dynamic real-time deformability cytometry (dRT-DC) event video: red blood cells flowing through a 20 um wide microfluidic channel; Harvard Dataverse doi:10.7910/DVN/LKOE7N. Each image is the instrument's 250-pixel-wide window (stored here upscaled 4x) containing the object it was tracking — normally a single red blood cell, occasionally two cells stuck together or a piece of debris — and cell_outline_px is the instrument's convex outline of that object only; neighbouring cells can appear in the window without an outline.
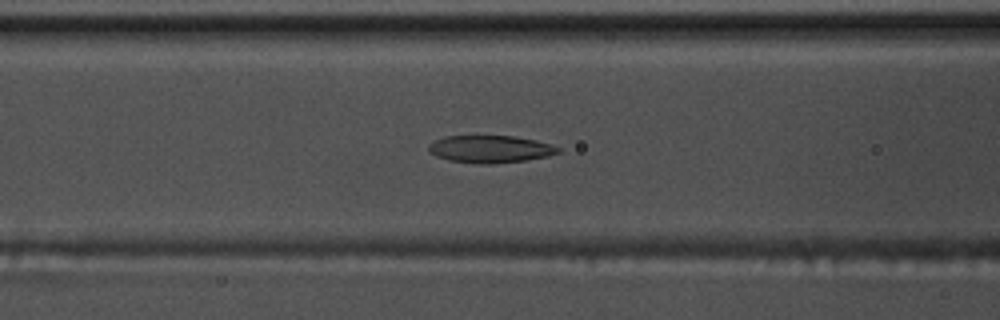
{"species": "common noctule bat (a hibernating species)", "species_latin": "Nyctalus noctula", "temperature_condition": "warm", "stored_images_in_passage": 40, "camera_frame_rate_fps": 3000, "um_per_image_px": 0.085, "animal": {"sex": "male", "body_mass_g": 17.5, "forearm_length_mm": 52.3}, "frame": {"image": 1, "passage_image": 12, "time_ms": 3.667, "image_size_px": [1000, 320], "cell_outline_px": [[560, 152], [548, 156], [524, 160], [492, 164], [476, 164], [448, 160], [436, 156], [428, 152], [428, 144], [444, 136], [512, 136], [536, 140], [552, 144], [560, 148]], "centroid_in_image_um": [41.65, 12.67], "position_along_channel_um": 125.0, "area_um2": 20.75}}
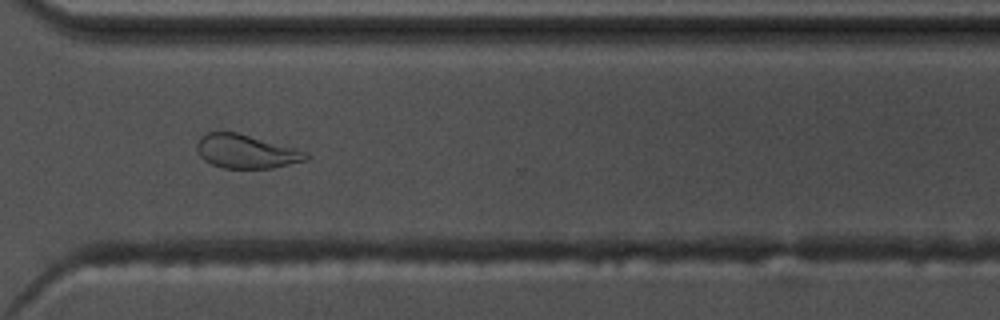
{"frame": {"image": 2, "passage_image": 30, "time_ms": 9.667, "image_size_px": [1000, 320], "cell_outline_px": [[308, 160], [272, 168], [224, 168], [212, 164], [204, 160], [200, 156], [196, 148], [196, 144], [200, 136], [208, 132], [236, 132], [308, 152]], "centroid_in_image_um": [20.89, 12.88], "position_along_channel_um": 349.7, "area_um2": 21.27}}
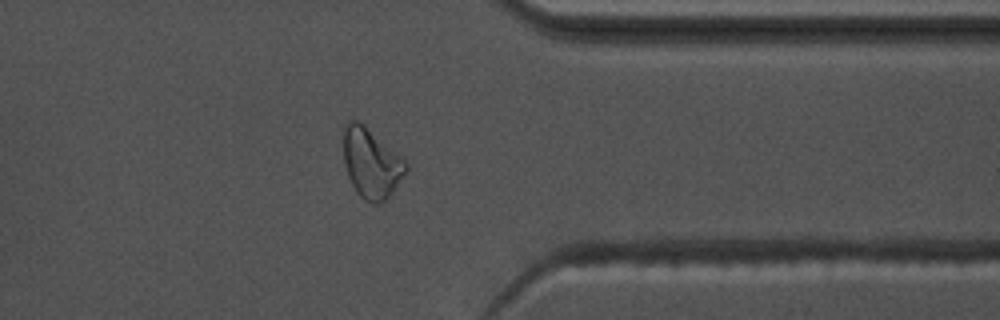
{"frame": {"image": 3, "passage_image": 33, "time_ms": 10.667, "image_size_px": [1000, 320], "cell_outline_px": [[408, 168], [392, 192], [384, 200], [376, 204], [372, 204], [364, 200], [356, 192], [348, 176], [344, 164], [344, 124], [348, 120], [356, 120], [364, 124], [404, 160], [408, 164]], "centroid_in_image_um": [31.52, 13.87], "position_along_channel_um": 379.9, "area_um2": 25.03}, "authors_computed_cell_mechanics": {"area_um2": 21.097, "velocity_mm_per_s": 3.7498, "shape_relaxation_time_tau1_ms": null, "shape_relaxation_time_tau2_ms": 3.2755, "deformation_change_tau1": null, "deformation_change_tau2": 0.1143}}